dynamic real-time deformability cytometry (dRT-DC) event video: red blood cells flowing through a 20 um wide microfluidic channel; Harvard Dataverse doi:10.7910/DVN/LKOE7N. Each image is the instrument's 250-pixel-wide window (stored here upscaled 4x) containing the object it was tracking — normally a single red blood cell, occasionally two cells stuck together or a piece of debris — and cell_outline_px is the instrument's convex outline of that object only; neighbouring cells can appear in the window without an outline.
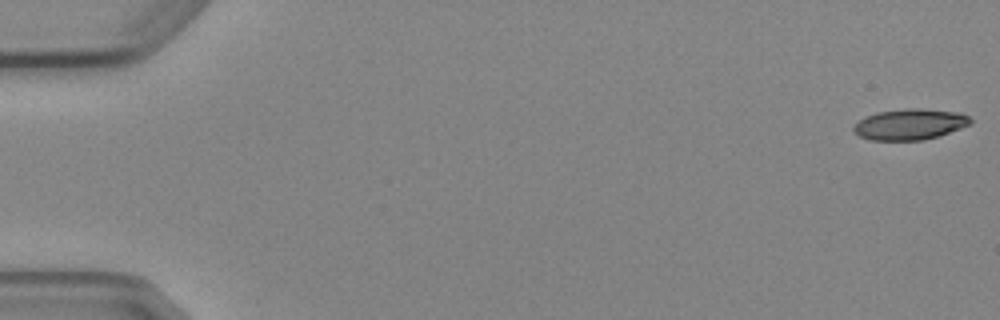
{"species": "Egyptian fruit bat (a non-hibernating species)", "species_latin": "Rousettus aegyptiacus", "temperature_condition": "cold", "stored_images_in_passage": 8, "camera_frame_rate_fps": 3000, "um_per_image_px": 0.085, "animal": {"sex": "female"}, "frame": {"image": 1, "passage_image": 1, "time_ms": 0.0, "image_size_px": [1000, 320], "cell_outline_px": [[972, 124], [940, 136], [924, 140], [868, 140], [852, 132], [852, 128], [864, 116], [876, 112], [904, 108], [920, 108], [960, 112], [968, 116], [972, 120]], "centroid_in_image_um": [77.34, 10.56], "position_along_channel_um": 7.7, "area_um2": 21.39}}
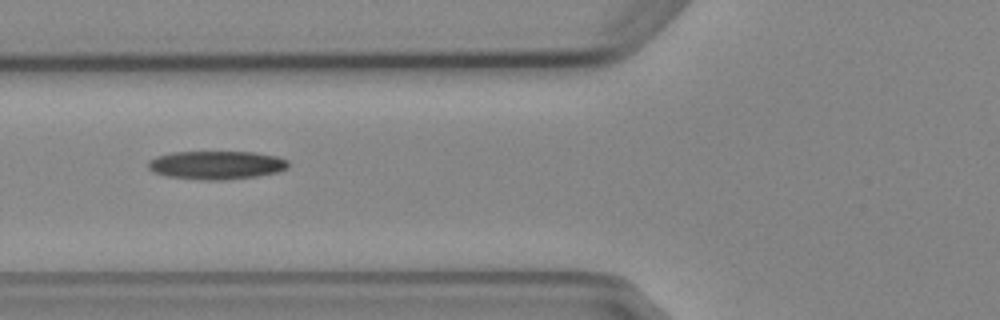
{"frame": {"image": 2, "passage_image": 7, "time_ms": 6.667, "image_size_px": [1000, 320], "cell_outline_px": [[288, 168], [280, 172], [256, 176], [228, 180], [204, 180], [164, 176], [152, 172], [148, 168], [148, 160], [156, 156], [172, 152], [252, 152], [276, 156], [288, 160]], "centroid_in_image_um": [18.37, 14.04], "position_along_channel_um": 107.4, "area_um2": 23.47}}
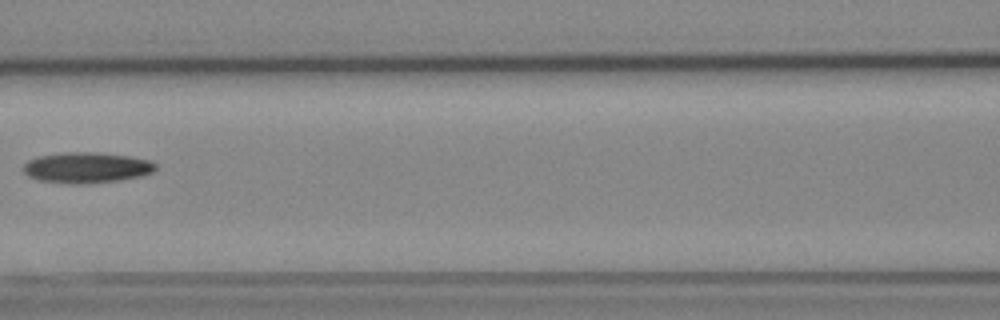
{"frame": {"image": 3, "passage_image": 8, "time_ms": 8.0, "image_size_px": [1000, 320], "cell_outline_px": [[156, 168], [152, 172], [144, 176], [120, 180], [84, 184], [76, 184], [40, 180], [28, 176], [24, 172], [24, 164], [28, 160], [36, 156], [64, 152], [96, 152], [128, 156], [152, 160], [156, 164]], "centroid_in_image_um": [7.39, 14.24], "position_along_channel_um": 159.2, "area_um2": 23.81}}